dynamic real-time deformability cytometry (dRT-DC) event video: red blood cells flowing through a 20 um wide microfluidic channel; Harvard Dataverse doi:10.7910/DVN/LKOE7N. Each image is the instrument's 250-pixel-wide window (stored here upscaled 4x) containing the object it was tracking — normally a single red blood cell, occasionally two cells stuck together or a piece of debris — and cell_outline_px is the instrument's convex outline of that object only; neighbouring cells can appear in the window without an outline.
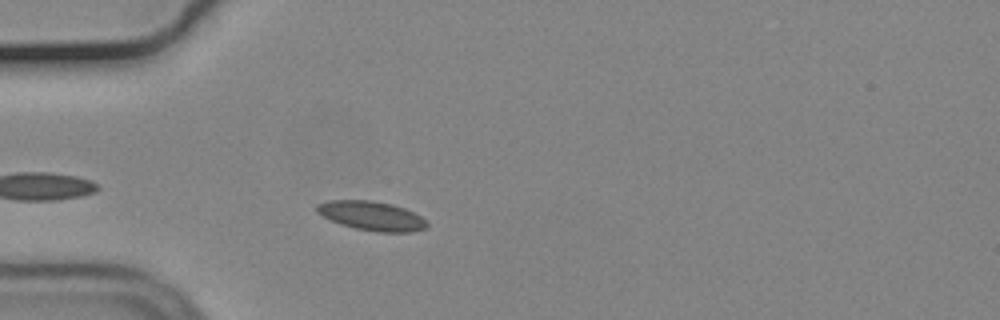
{"species": "common noctule bat (a hibernating species)", "species_latin": "Nyctalus noctula", "temperature_condition": "cold", "stored_images_in_passage": 10, "camera_frame_rate_fps": 3000, "um_per_image_px": 0.085, "animal": {"sex": "male", "body_mass_g": 19.2, "forearm_length_mm": 51.8}, "frame": {"image": 1, "passage_image": 5, "time_ms": 1.333, "image_size_px": [1000, 320], "cell_outline_px": [[428, 224], [424, 228], [412, 232], [376, 232], [356, 228], [340, 224], [316, 212], [316, 204], [328, 200], [368, 200], [392, 204], [404, 208], [420, 216]], "centroid_in_image_um": [31.56, 18.34], "position_along_channel_um": 53.4, "area_um2": 18.55}}